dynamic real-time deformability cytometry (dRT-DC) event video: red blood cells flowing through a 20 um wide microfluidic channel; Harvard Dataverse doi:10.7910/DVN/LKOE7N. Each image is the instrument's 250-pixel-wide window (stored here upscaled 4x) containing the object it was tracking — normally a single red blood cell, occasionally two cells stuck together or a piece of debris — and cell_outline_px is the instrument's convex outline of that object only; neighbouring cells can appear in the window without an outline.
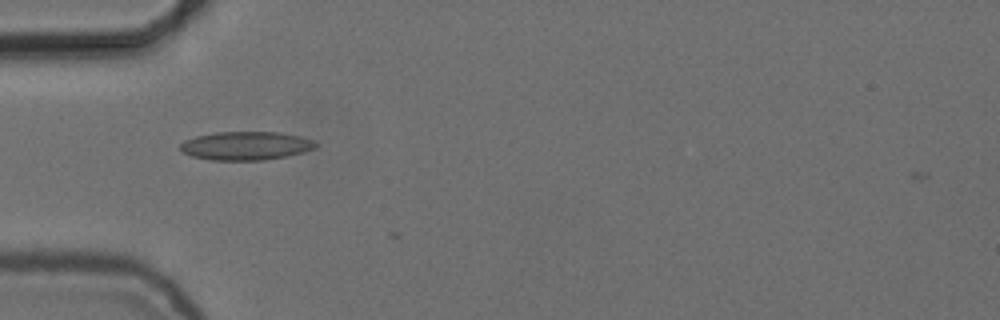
{"species": "common noctule bat (a hibernating species)", "species_latin": "Nyctalus noctula", "temperature_condition": "cold", "stored_images_in_passage": 3, "camera_frame_rate_fps": 3000, "um_per_image_px": 0.085, "animal": {"sex": "female", "body_mass_g": 24.6, "forearm_length_mm": 56.2}, "frame": {"image": 1, "passage_image": 2, "time_ms": 0.333, "image_size_px": [1000, 320], "cell_outline_px": [[316, 148], [304, 152], [288, 156], [264, 160], [208, 160], [192, 156], [180, 152], [180, 144], [184, 140], [196, 136], [216, 132], [280, 132], [300, 136], [316, 140]], "centroid_in_image_um": [20.9, 12.39], "position_along_channel_um": 64.1, "area_um2": 22.77}}